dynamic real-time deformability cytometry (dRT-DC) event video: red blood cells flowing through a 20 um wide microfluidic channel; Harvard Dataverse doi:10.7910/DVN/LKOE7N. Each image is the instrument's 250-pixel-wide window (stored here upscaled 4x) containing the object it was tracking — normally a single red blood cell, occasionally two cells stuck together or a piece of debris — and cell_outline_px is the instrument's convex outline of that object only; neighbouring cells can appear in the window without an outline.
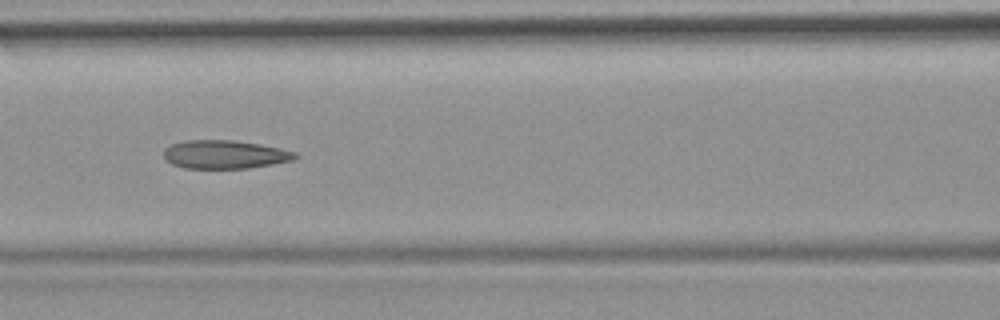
{"species": "common noctule bat (a hibernating species)", "species_latin": "Nyctalus noctula", "temperature_condition": "room temperature", "stored_images_in_passage": 24, "camera_frame_rate_fps": 3000, "um_per_image_px": 0.085, "animal": {"sex": "female", "body_mass_g": 19.9}, "frame": {"image": 1, "passage_image": 21, "time_ms": 6.667, "image_size_px": [1000, 320], "cell_outline_px": [[300, 156], [292, 160], [272, 164], [248, 168], [184, 168], [172, 164], [164, 156], [164, 148], [172, 144], [188, 140], [232, 140], [260, 144], [280, 148], [296, 152]], "centroid_in_image_um": [19.13, 13.12], "position_along_channel_um": 147.5, "area_um2": 21.68}}
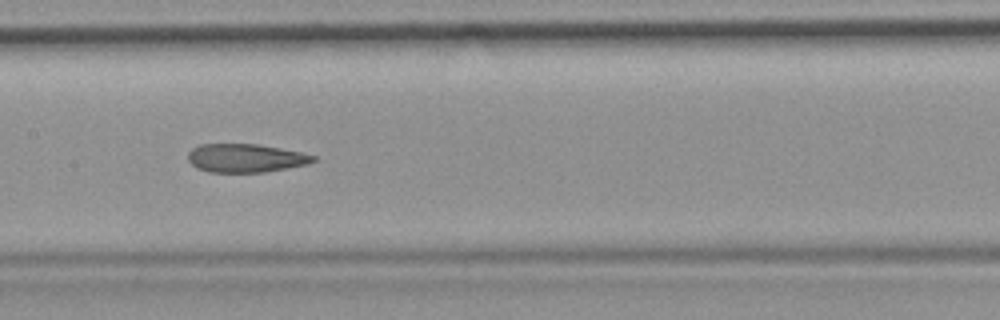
{"frame": {"image": 2, "passage_image": 24, "time_ms": 7.667, "image_size_px": [1000, 320], "cell_outline_px": [[316, 160], [308, 164], [288, 168], [264, 172], [208, 172], [196, 168], [188, 160], [188, 152], [192, 148], [200, 144], [256, 144], [280, 148], [300, 152], [316, 156]], "centroid_in_image_um": [20.86, 13.44], "position_along_channel_um": 186.5, "area_um2": 20.81}}